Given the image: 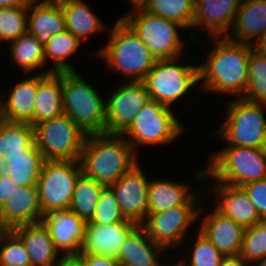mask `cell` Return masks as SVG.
<instances>
[{
    "label": "cell",
    "instance_id": "obj_32",
    "mask_svg": "<svg viewBox=\"0 0 266 266\" xmlns=\"http://www.w3.org/2000/svg\"><path fill=\"white\" fill-rule=\"evenodd\" d=\"M5 161V165L10 172L11 181L16 186H37L46 160L36 147L29 154L5 156Z\"/></svg>",
    "mask_w": 266,
    "mask_h": 266
},
{
    "label": "cell",
    "instance_id": "obj_7",
    "mask_svg": "<svg viewBox=\"0 0 266 266\" xmlns=\"http://www.w3.org/2000/svg\"><path fill=\"white\" fill-rule=\"evenodd\" d=\"M128 12L121 18L139 36L156 60L173 59L183 55V48L187 43L180 37V29L185 30L182 25L154 15L144 8Z\"/></svg>",
    "mask_w": 266,
    "mask_h": 266
},
{
    "label": "cell",
    "instance_id": "obj_14",
    "mask_svg": "<svg viewBox=\"0 0 266 266\" xmlns=\"http://www.w3.org/2000/svg\"><path fill=\"white\" fill-rule=\"evenodd\" d=\"M136 164L118 181L109 185L113 190L125 219L141 225L148 213V190L150 179Z\"/></svg>",
    "mask_w": 266,
    "mask_h": 266
},
{
    "label": "cell",
    "instance_id": "obj_42",
    "mask_svg": "<svg viewBox=\"0 0 266 266\" xmlns=\"http://www.w3.org/2000/svg\"><path fill=\"white\" fill-rule=\"evenodd\" d=\"M85 266H121L117 259L92 254H78L76 256Z\"/></svg>",
    "mask_w": 266,
    "mask_h": 266
},
{
    "label": "cell",
    "instance_id": "obj_28",
    "mask_svg": "<svg viewBox=\"0 0 266 266\" xmlns=\"http://www.w3.org/2000/svg\"><path fill=\"white\" fill-rule=\"evenodd\" d=\"M60 5L65 15L66 30L81 42L106 28V24L102 23L84 0H65Z\"/></svg>",
    "mask_w": 266,
    "mask_h": 266
},
{
    "label": "cell",
    "instance_id": "obj_3",
    "mask_svg": "<svg viewBox=\"0 0 266 266\" xmlns=\"http://www.w3.org/2000/svg\"><path fill=\"white\" fill-rule=\"evenodd\" d=\"M109 33L108 43L95 56L104 61L108 70L128 78V82H142L157 60L121 17Z\"/></svg>",
    "mask_w": 266,
    "mask_h": 266
},
{
    "label": "cell",
    "instance_id": "obj_16",
    "mask_svg": "<svg viewBox=\"0 0 266 266\" xmlns=\"http://www.w3.org/2000/svg\"><path fill=\"white\" fill-rule=\"evenodd\" d=\"M203 203L199 210V227L205 235L226 258L239 257L245 228L224 216L214 206V210L206 212ZM206 213V214H204ZM204 216V217H203ZM203 217V218H202ZM201 218V219H200Z\"/></svg>",
    "mask_w": 266,
    "mask_h": 266
},
{
    "label": "cell",
    "instance_id": "obj_44",
    "mask_svg": "<svg viewBox=\"0 0 266 266\" xmlns=\"http://www.w3.org/2000/svg\"><path fill=\"white\" fill-rule=\"evenodd\" d=\"M31 2L32 0H0V8L29 5Z\"/></svg>",
    "mask_w": 266,
    "mask_h": 266
},
{
    "label": "cell",
    "instance_id": "obj_11",
    "mask_svg": "<svg viewBox=\"0 0 266 266\" xmlns=\"http://www.w3.org/2000/svg\"><path fill=\"white\" fill-rule=\"evenodd\" d=\"M81 173L80 161L46 160L44 162L37 182L43 216L51 210L69 209L74 186Z\"/></svg>",
    "mask_w": 266,
    "mask_h": 266
},
{
    "label": "cell",
    "instance_id": "obj_24",
    "mask_svg": "<svg viewBox=\"0 0 266 266\" xmlns=\"http://www.w3.org/2000/svg\"><path fill=\"white\" fill-rule=\"evenodd\" d=\"M165 252L166 249L153 242L138 225L122 243L117 261L121 266H163L161 259Z\"/></svg>",
    "mask_w": 266,
    "mask_h": 266
},
{
    "label": "cell",
    "instance_id": "obj_18",
    "mask_svg": "<svg viewBox=\"0 0 266 266\" xmlns=\"http://www.w3.org/2000/svg\"><path fill=\"white\" fill-rule=\"evenodd\" d=\"M137 226V223L127 219L108 225L87 222L85 239L79 254L103 255L117 259L122 243Z\"/></svg>",
    "mask_w": 266,
    "mask_h": 266
},
{
    "label": "cell",
    "instance_id": "obj_10",
    "mask_svg": "<svg viewBox=\"0 0 266 266\" xmlns=\"http://www.w3.org/2000/svg\"><path fill=\"white\" fill-rule=\"evenodd\" d=\"M34 130L45 160H80L87 134L67 114L40 122Z\"/></svg>",
    "mask_w": 266,
    "mask_h": 266
},
{
    "label": "cell",
    "instance_id": "obj_8",
    "mask_svg": "<svg viewBox=\"0 0 266 266\" xmlns=\"http://www.w3.org/2000/svg\"><path fill=\"white\" fill-rule=\"evenodd\" d=\"M185 126L172 108L150 99L122 133L138 155L139 146L167 145L184 133Z\"/></svg>",
    "mask_w": 266,
    "mask_h": 266
},
{
    "label": "cell",
    "instance_id": "obj_43",
    "mask_svg": "<svg viewBox=\"0 0 266 266\" xmlns=\"http://www.w3.org/2000/svg\"><path fill=\"white\" fill-rule=\"evenodd\" d=\"M14 188H16V185L11 181L10 176H0V207L9 199Z\"/></svg>",
    "mask_w": 266,
    "mask_h": 266
},
{
    "label": "cell",
    "instance_id": "obj_19",
    "mask_svg": "<svg viewBox=\"0 0 266 266\" xmlns=\"http://www.w3.org/2000/svg\"><path fill=\"white\" fill-rule=\"evenodd\" d=\"M213 190H204L206 196L215 195L214 207L224 216L231 218L244 228L253 226L263 220L255 205L250 200L245 190L240 186H233L222 182H214ZM210 189V191H209ZM211 193L208 195V192ZM218 197V198H216Z\"/></svg>",
    "mask_w": 266,
    "mask_h": 266
},
{
    "label": "cell",
    "instance_id": "obj_47",
    "mask_svg": "<svg viewBox=\"0 0 266 266\" xmlns=\"http://www.w3.org/2000/svg\"><path fill=\"white\" fill-rule=\"evenodd\" d=\"M221 266H250L245 264L239 257L237 258H226Z\"/></svg>",
    "mask_w": 266,
    "mask_h": 266
},
{
    "label": "cell",
    "instance_id": "obj_1",
    "mask_svg": "<svg viewBox=\"0 0 266 266\" xmlns=\"http://www.w3.org/2000/svg\"><path fill=\"white\" fill-rule=\"evenodd\" d=\"M212 41L207 58L199 63V87L202 92H215L232 98H242L249 76L248 59L254 48L250 44L233 42L226 37H208ZM205 62V63H204Z\"/></svg>",
    "mask_w": 266,
    "mask_h": 266
},
{
    "label": "cell",
    "instance_id": "obj_25",
    "mask_svg": "<svg viewBox=\"0 0 266 266\" xmlns=\"http://www.w3.org/2000/svg\"><path fill=\"white\" fill-rule=\"evenodd\" d=\"M62 72L50 69L38 73V89L32 127L63 114Z\"/></svg>",
    "mask_w": 266,
    "mask_h": 266
},
{
    "label": "cell",
    "instance_id": "obj_54",
    "mask_svg": "<svg viewBox=\"0 0 266 266\" xmlns=\"http://www.w3.org/2000/svg\"><path fill=\"white\" fill-rule=\"evenodd\" d=\"M5 231V229L0 224V235Z\"/></svg>",
    "mask_w": 266,
    "mask_h": 266
},
{
    "label": "cell",
    "instance_id": "obj_9",
    "mask_svg": "<svg viewBox=\"0 0 266 266\" xmlns=\"http://www.w3.org/2000/svg\"><path fill=\"white\" fill-rule=\"evenodd\" d=\"M178 59L157 60L142 81L150 99L170 108L200 81L199 65H185Z\"/></svg>",
    "mask_w": 266,
    "mask_h": 266
},
{
    "label": "cell",
    "instance_id": "obj_36",
    "mask_svg": "<svg viewBox=\"0 0 266 266\" xmlns=\"http://www.w3.org/2000/svg\"><path fill=\"white\" fill-rule=\"evenodd\" d=\"M193 246L190 245L191 253L187 252L186 257L181 254V260H178L180 266H221L226 257L217 249V247L198 229ZM188 257V259H187Z\"/></svg>",
    "mask_w": 266,
    "mask_h": 266
},
{
    "label": "cell",
    "instance_id": "obj_31",
    "mask_svg": "<svg viewBox=\"0 0 266 266\" xmlns=\"http://www.w3.org/2000/svg\"><path fill=\"white\" fill-rule=\"evenodd\" d=\"M83 44L75 35L65 30L52 36L44 45L45 65L52 61L50 72L76 71L69 63L68 58L75 53Z\"/></svg>",
    "mask_w": 266,
    "mask_h": 266
},
{
    "label": "cell",
    "instance_id": "obj_20",
    "mask_svg": "<svg viewBox=\"0 0 266 266\" xmlns=\"http://www.w3.org/2000/svg\"><path fill=\"white\" fill-rule=\"evenodd\" d=\"M42 218L37 186H16L6 203L0 207V224L5 230L41 222Z\"/></svg>",
    "mask_w": 266,
    "mask_h": 266
},
{
    "label": "cell",
    "instance_id": "obj_52",
    "mask_svg": "<svg viewBox=\"0 0 266 266\" xmlns=\"http://www.w3.org/2000/svg\"><path fill=\"white\" fill-rule=\"evenodd\" d=\"M39 1H42V2H58V3H60V2L65 1V0H39Z\"/></svg>",
    "mask_w": 266,
    "mask_h": 266
},
{
    "label": "cell",
    "instance_id": "obj_34",
    "mask_svg": "<svg viewBox=\"0 0 266 266\" xmlns=\"http://www.w3.org/2000/svg\"><path fill=\"white\" fill-rule=\"evenodd\" d=\"M144 9L188 30L193 24L195 0H150Z\"/></svg>",
    "mask_w": 266,
    "mask_h": 266
},
{
    "label": "cell",
    "instance_id": "obj_17",
    "mask_svg": "<svg viewBox=\"0 0 266 266\" xmlns=\"http://www.w3.org/2000/svg\"><path fill=\"white\" fill-rule=\"evenodd\" d=\"M42 222L47 227L55 248L63 257L77 256L80 253L87 222L69 209L51 210L44 214Z\"/></svg>",
    "mask_w": 266,
    "mask_h": 266
},
{
    "label": "cell",
    "instance_id": "obj_35",
    "mask_svg": "<svg viewBox=\"0 0 266 266\" xmlns=\"http://www.w3.org/2000/svg\"><path fill=\"white\" fill-rule=\"evenodd\" d=\"M248 76V85L242 98L266 105V54H261L255 48L249 54Z\"/></svg>",
    "mask_w": 266,
    "mask_h": 266
},
{
    "label": "cell",
    "instance_id": "obj_6",
    "mask_svg": "<svg viewBox=\"0 0 266 266\" xmlns=\"http://www.w3.org/2000/svg\"><path fill=\"white\" fill-rule=\"evenodd\" d=\"M228 100L226 118L215 136L225 141L226 146L266 148V117L263 111L266 105L243 98Z\"/></svg>",
    "mask_w": 266,
    "mask_h": 266
},
{
    "label": "cell",
    "instance_id": "obj_41",
    "mask_svg": "<svg viewBox=\"0 0 266 266\" xmlns=\"http://www.w3.org/2000/svg\"><path fill=\"white\" fill-rule=\"evenodd\" d=\"M255 205L260 217L266 220V178L241 186Z\"/></svg>",
    "mask_w": 266,
    "mask_h": 266
},
{
    "label": "cell",
    "instance_id": "obj_12",
    "mask_svg": "<svg viewBox=\"0 0 266 266\" xmlns=\"http://www.w3.org/2000/svg\"><path fill=\"white\" fill-rule=\"evenodd\" d=\"M200 207L201 204H183L167 211L147 213L141 226L156 244L166 250L179 249L187 240L189 228L196 226Z\"/></svg>",
    "mask_w": 266,
    "mask_h": 266
},
{
    "label": "cell",
    "instance_id": "obj_51",
    "mask_svg": "<svg viewBox=\"0 0 266 266\" xmlns=\"http://www.w3.org/2000/svg\"><path fill=\"white\" fill-rule=\"evenodd\" d=\"M254 266H266V258L260 262H258L257 264H255Z\"/></svg>",
    "mask_w": 266,
    "mask_h": 266
},
{
    "label": "cell",
    "instance_id": "obj_21",
    "mask_svg": "<svg viewBox=\"0 0 266 266\" xmlns=\"http://www.w3.org/2000/svg\"><path fill=\"white\" fill-rule=\"evenodd\" d=\"M164 179L150 180L148 213L167 211L168 209L183 204H202L204 203L203 200L207 198L205 197L206 192L202 195L203 197L200 195V193H203V189L205 190L208 187L206 184H202L196 194L191 190L194 187L191 188L192 186L186 182Z\"/></svg>",
    "mask_w": 266,
    "mask_h": 266
},
{
    "label": "cell",
    "instance_id": "obj_40",
    "mask_svg": "<svg viewBox=\"0 0 266 266\" xmlns=\"http://www.w3.org/2000/svg\"><path fill=\"white\" fill-rule=\"evenodd\" d=\"M126 219L121 213L117 198L109 186H105L101 192L100 199L89 223L113 224L121 223Z\"/></svg>",
    "mask_w": 266,
    "mask_h": 266
},
{
    "label": "cell",
    "instance_id": "obj_53",
    "mask_svg": "<svg viewBox=\"0 0 266 266\" xmlns=\"http://www.w3.org/2000/svg\"><path fill=\"white\" fill-rule=\"evenodd\" d=\"M168 263L169 262L165 263V265H163V266H180L179 263H178V261H177V263L174 262L173 265H172V263H171V265L170 264L168 265Z\"/></svg>",
    "mask_w": 266,
    "mask_h": 266
},
{
    "label": "cell",
    "instance_id": "obj_49",
    "mask_svg": "<svg viewBox=\"0 0 266 266\" xmlns=\"http://www.w3.org/2000/svg\"><path fill=\"white\" fill-rule=\"evenodd\" d=\"M133 6V9L131 10H135V9H139V8H145V6L148 4V2L150 0H129Z\"/></svg>",
    "mask_w": 266,
    "mask_h": 266
},
{
    "label": "cell",
    "instance_id": "obj_23",
    "mask_svg": "<svg viewBox=\"0 0 266 266\" xmlns=\"http://www.w3.org/2000/svg\"><path fill=\"white\" fill-rule=\"evenodd\" d=\"M12 231L23 241L31 259V266H58L63 258L51 239L44 223L21 225Z\"/></svg>",
    "mask_w": 266,
    "mask_h": 266
},
{
    "label": "cell",
    "instance_id": "obj_48",
    "mask_svg": "<svg viewBox=\"0 0 266 266\" xmlns=\"http://www.w3.org/2000/svg\"><path fill=\"white\" fill-rule=\"evenodd\" d=\"M5 156L0 155V176L6 177L10 176V172L8 170V167L5 165Z\"/></svg>",
    "mask_w": 266,
    "mask_h": 266
},
{
    "label": "cell",
    "instance_id": "obj_13",
    "mask_svg": "<svg viewBox=\"0 0 266 266\" xmlns=\"http://www.w3.org/2000/svg\"><path fill=\"white\" fill-rule=\"evenodd\" d=\"M106 98L107 134H122L150 100L142 82H124Z\"/></svg>",
    "mask_w": 266,
    "mask_h": 266
},
{
    "label": "cell",
    "instance_id": "obj_15",
    "mask_svg": "<svg viewBox=\"0 0 266 266\" xmlns=\"http://www.w3.org/2000/svg\"><path fill=\"white\" fill-rule=\"evenodd\" d=\"M242 0H195V14L192 29L188 37L194 43L200 41L194 33L206 31L208 37H226L234 23Z\"/></svg>",
    "mask_w": 266,
    "mask_h": 266
},
{
    "label": "cell",
    "instance_id": "obj_45",
    "mask_svg": "<svg viewBox=\"0 0 266 266\" xmlns=\"http://www.w3.org/2000/svg\"><path fill=\"white\" fill-rule=\"evenodd\" d=\"M58 266H85L76 256L63 257Z\"/></svg>",
    "mask_w": 266,
    "mask_h": 266
},
{
    "label": "cell",
    "instance_id": "obj_27",
    "mask_svg": "<svg viewBox=\"0 0 266 266\" xmlns=\"http://www.w3.org/2000/svg\"><path fill=\"white\" fill-rule=\"evenodd\" d=\"M38 89V74L21 80L12 89L3 90V120L28 123L32 126L35 98Z\"/></svg>",
    "mask_w": 266,
    "mask_h": 266
},
{
    "label": "cell",
    "instance_id": "obj_30",
    "mask_svg": "<svg viewBox=\"0 0 266 266\" xmlns=\"http://www.w3.org/2000/svg\"><path fill=\"white\" fill-rule=\"evenodd\" d=\"M11 60L24 75L33 73L45 65L44 45L28 32L9 42Z\"/></svg>",
    "mask_w": 266,
    "mask_h": 266
},
{
    "label": "cell",
    "instance_id": "obj_38",
    "mask_svg": "<svg viewBox=\"0 0 266 266\" xmlns=\"http://www.w3.org/2000/svg\"><path fill=\"white\" fill-rule=\"evenodd\" d=\"M28 5L0 8V44L27 33Z\"/></svg>",
    "mask_w": 266,
    "mask_h": 266
},
{
    "label": "cell",
    "instance_id": "obj_22",
    "mask_svg": "<svg viewBox=\"0 0 266 266\" xmlns=\"http://www.w3.org/2000/svg\"><path fill=\"white\" fill-rule=\"evenodd\" d=\"M266 31V0H242L226 38L254 46Z\"/></svg>",
    "mask_w": 266,
    "mask_h": 266
},
{
    "label": "cell",
    "instance_id": "obj_4",
    "mask_svg": "<svg viewBox=\"0 0 266 266\" xmlns=\"http://www.w3.org/2000/svg\"><path fill=\"white\" fill-rule=\"evenodd\" d=\"M205 169L194 175L193 181L222 182L233 186L266 178V148L225 146L209 156ZM207 178V179H206Z\"/></svg>",
    "mask_w": 266,
    "mask_h": 266
},
{
    "label": "cell",
    "instance_id": "obj_2",
    "mask_svg": "<svg viewBox=\"0 0 266 266\" xmlns=\"http://www.w3.org/2000/svg\"><path fill=\"white\" fill-rule=\"evenodd\" d=\"M132 145L122 134H87L80 157L82 172L109 186L138 164Z\"/></svg>",
    "mask_w": 266,
    "mask_h": 266
},
{
    "label": "cell",
    "instance_id": "obj_39",
    "mask_svg": "<svg viewBox=\"0 0 266 266\" xmlns=\"http://www.w3.org/2000/svg\"><path fill=\"white\" fill-rule=\"evenodd\" d=\"M0 266H31V259L23 241L12 231L0 235Z\"/></svg>",
    "mask_w": 266,
    "mask_h": 266
},
{
    "label": "cell",
    "instance_id": "obj_46",
    "mask_svg": "<svg viewBox=\"0 0 266 266\" xmlns=\"http://www.w3.org/2000/svg\"><path fill=\"white\" fill-rule=\"evenodd\" d=\"M253 47L261 54H266V31Z\"/></svg>",
    "mask_w": 266,
    "mask_h": 266
},
{
    "label": "cell",
    "instance_id": "obj_5",
    "mask_svg": "<svg viewBox=\"0 0 266 266\" xmlns=\"http://www.w3.org/2000/svg\"><path fill=\"white\" fill-rule=\"evenodd\" d=\"M63 111L86 134L105 133L106 100L76 71L62 72Z\"/></svg>",
    "mask_w": 266,
    "mask_h": 266
},
{
    "label": "cell",
    "instance_id": "obj_26",
    "mask_svg": "<svg viewBox=\"0 0 266 266\" xmlns=\"http://www.w3.org/2000/svg\"><path fill=\"white\" fill-rule=\"evenodd\" d=\"M66 30L65 15L58 2L32 0L28 5L27 32L45 45L49 39Z\"/></svg>",
    "mask_w": 266,
    "mask_h": 266
},
{
    "label": "cell",
    "instance_id": "obj_29",
    "mask_svg": "<svg viewBox=\"0 0 266 266\" xmlns=\"http://www.w3.org/2000/svg\"><path fill=\"white\" fill-rule=\"evenodd\" d=\"M35 148L34 127L28 123L0 120V155L29 154Z\"/></svg>",
    "mask_w": 266,
    "mask_h": 266
},
{
    "label": "cell",
    "instance_id": "obj_50",
    "mask_svg": "<svg viewBox=\"0 0 266 266\" xmlns=\"http://www.w3.org/2000/svg\"><path fill=\"white\" fill-rule=\"evenodd\" d=\"M3 93L0 91V120H3Z\"/></svg>",
    "mask_w": 266,
    "mask_h": 266
},
{
    "label": "cell",
    "instance_id": "obj_33",
    "mask_svg": "<svg viewBox=\"0 0 266 266\" xmlns=\"http://www.w3.org/2000/svg\"><path fill=\"white\" fill-rule=\"evenodd\" d=\"M104 187V184L96 182L82 172L76 180L69 210L83 221L90 222Z\"/></svg>",
    "mask_w": 266,
    "mask_h": 266
},
{
    "label": "cell",
    "instance_id": "obj_37",
    "mask_svg": "<svg viewBox=\"0 0 266 266\" xmlns=\"http://www.w3.org/2000/svg\"><path fill=\"white\" fill-rule=\"evenodd\" d=\"M239 258L250 266L266 258V220L245 228Z\"/></svg>",
    "mask_w": 266,
    "mask_h": 266
}]
</instances>
